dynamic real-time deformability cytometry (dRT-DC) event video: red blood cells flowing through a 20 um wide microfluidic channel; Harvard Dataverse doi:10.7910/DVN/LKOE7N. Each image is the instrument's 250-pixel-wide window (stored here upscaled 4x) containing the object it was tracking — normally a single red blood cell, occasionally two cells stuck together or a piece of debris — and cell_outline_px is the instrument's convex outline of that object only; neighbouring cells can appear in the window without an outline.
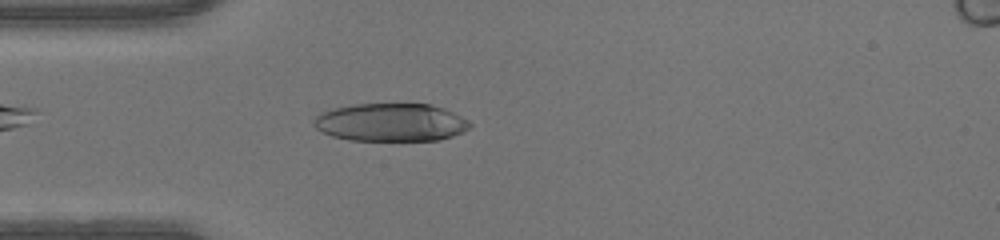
{"species": "human", "species_latin": "Homo sapiens", "temperature_condition": "warm", "stored_images_in_passage": 38, "camera_frame_rate_fps": 3000, "um_per_image_px": 0.085, "donor": {"sex": "male"}, "frame": {"image": 1, "passage_image": 4, "time_ms": 1.0, "image_size_px": [1000, 240], "cell_outline_px": [[472, 124], [468, 128], [452, 136], [440, 140], [348, 140], [332, 136], [316, 128], [312, 124], [312, 120], [316, 116], [332, 108], [352, 104], [432, 104], [444, 108], [468, 120]], "centroid_in_image_um": [33.2, 10.39], "position_along_channel_um": 51.8, "area_um2": 34.51}}
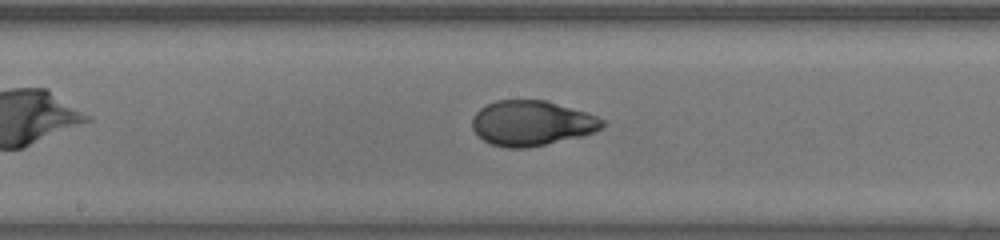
{"frame": {"image": 2, "passage_image": 15, "time_ms": 4.667, "image_size_px": [1000, 240], "cell_outline_px": [[608, 124], [604, 128], [596, 132], [580, 136], [528, 148], [504, 148], [492, 144], [484, 140], [472, 128], [472, 116], [480, 108], [496, 100], [544, 100], [588, 112], [604, 120]], "centroid_in_image_um": [45.23, 10.47], "position_along_channel_um": 203.0, "area_um2": 34.33}}
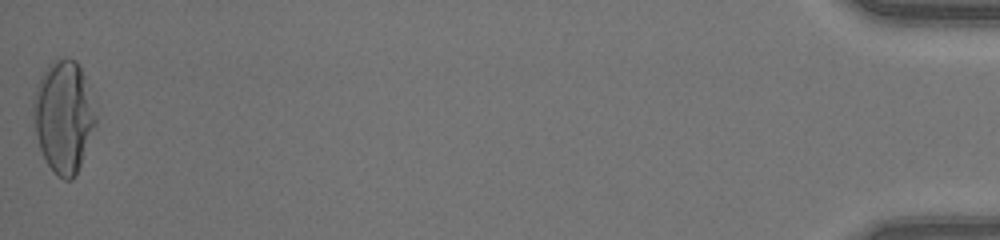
{"frame": {"image": 3, "passage_image": 38, "time_ms": 12.333, "image_size_px": [1000, 240], "cell_outline_px": [[96, 124], [80, 164], [72, 180], [64, 180], [56, 176], [48, 164], [40, 148], [36, 132], [32, 112], [32, 100], [36, 84], [40, 76], [48, 64], [52, 60], [76, 60], [84, 76], [96, 116]], "centroid_in_image_um": [5.37, 9.91], "position_along_channel_um": 429.8, "area_um2": 40.23}}